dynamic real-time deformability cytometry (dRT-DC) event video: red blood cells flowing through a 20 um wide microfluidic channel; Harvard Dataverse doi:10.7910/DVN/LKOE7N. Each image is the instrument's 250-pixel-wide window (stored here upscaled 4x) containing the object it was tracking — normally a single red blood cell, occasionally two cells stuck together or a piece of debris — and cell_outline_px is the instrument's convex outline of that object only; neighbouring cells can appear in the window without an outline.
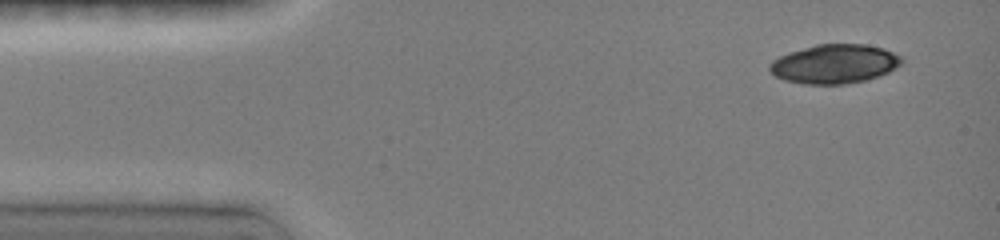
{"species": "common noctule bat (a hibernating species)", "species_latin": "Nyctalus noctula", "temperature_condition": "room temperature", "stored_images_in_passage": 4, "camera_frame_rate_fps": 3000, "um_per_image_px": 0.085, "animal": {"sex": "female", "body_mass_g": 19.0, "forearm_length_mm": 51.5}, "frame": {"image": 1, "passage_image": 1, "time_ms": 0.0, "image_size_px": [1000, 240], "cell_outline_px": [[904, 60], [896, 68], [880, 76], [864, 80], [844, 84], [804, 84], [784, 80], [776, 76], [768, 68], [768, 64], [772, 60], [788, 52], [816, 44], [864, 44], [884, 48], [900, 56]], "centroid_in_image_um": [70.92, 5.43], "position_along_channel_um": 14.1, "area_um2": 30.11}}